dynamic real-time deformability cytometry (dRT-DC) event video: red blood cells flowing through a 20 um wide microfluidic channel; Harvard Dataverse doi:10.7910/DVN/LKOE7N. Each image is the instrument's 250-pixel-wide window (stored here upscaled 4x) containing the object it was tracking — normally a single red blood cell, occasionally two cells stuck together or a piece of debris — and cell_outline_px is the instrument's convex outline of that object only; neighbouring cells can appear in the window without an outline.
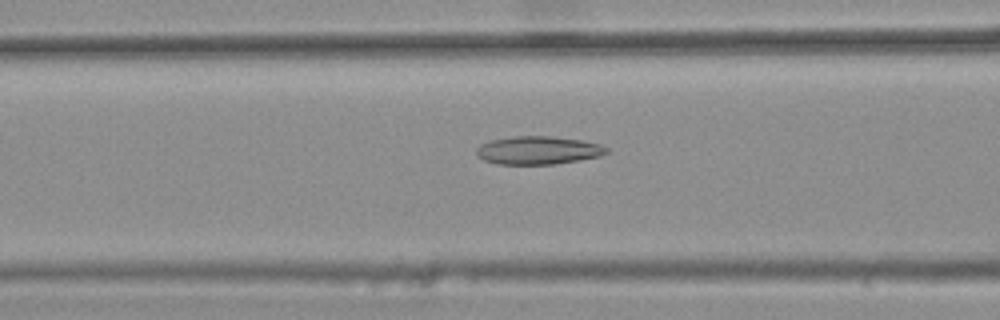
{"species": "common noctule bat (a hibernating species)", "species_latin": "Nyctalus noctula", "temperature_condition": "warm", "stored_images_in_passage": 47, "camera_frame_rate_fps": 3000, "um_per_image_px": 0.085, "animal": {"sex": "female", "body_mass_g": 25.1}, "frame": {"image": 1, "passage_image": 21, "time_ms": 6.667, "image_size_px": [1000, 320], "cell_outline_px": [[608, 152], [600, 156], [580, 160], [556, 164], [496, 164], [484, 160], [476, 156], [476, 148], [480, 144], [492, 140], [512, 136], [552, 136], [580, 140], [600, 144], [608, 148]], "centroid_in_image_um": [45.72, 12.78], "position_along_channel_um": 120.9, "area_um2": 21.44}}
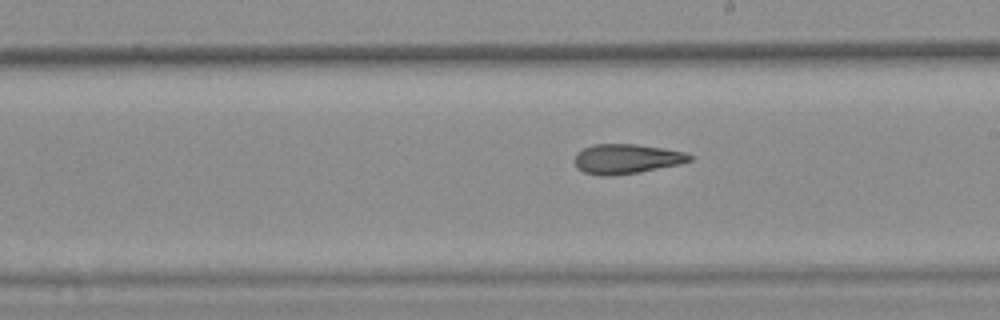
{"frame": {"image": 2, "passage_image": 30, "time_ms": 9.667, "image_size_px": [1000, 320], "cell_outline_px": [[692, 160], [680, 164], [640, 172], [612, 176], [600, 176], [584, 172], [576, 168], [576, 152], [592, 144], [636, 144], [664, 148], [684, 152], [692, 156]], "centroid_in_image_um": [53.25, 13.51], "position_along_channel_um": 235.8, "area_um2": 20.0}}
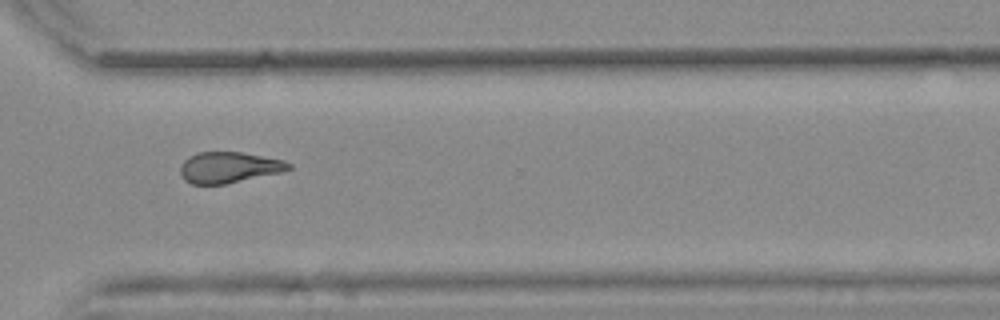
{"frame": {"image": 3, "passage_image": 39, "time_ms": 12.667, "image_size_px": [1000, 320], "cell_outline_px": [[292, 168], [280, 172], [224, 184], [192, 184], [184, 180], [180, 172], [180, 164], [188, 156], [196, 152], [240, 152], [284, 160], [292, 164]], "centroid_in_image_um": [19.42, 14.22], "position_along_channel_um": 351.2, "area_um2": 19.48}, "authors_computed_cell_mechanics": {"area_um2": 20.5768, "velocity_mm_per_s": 3.8325, "shape_relaxation_time_tau1_ms": null, "shape_relaxation_time_tau2_ms": 3.6055, "deformation_change_tau1": null, "deformation_change_tau2": 0.1346}}